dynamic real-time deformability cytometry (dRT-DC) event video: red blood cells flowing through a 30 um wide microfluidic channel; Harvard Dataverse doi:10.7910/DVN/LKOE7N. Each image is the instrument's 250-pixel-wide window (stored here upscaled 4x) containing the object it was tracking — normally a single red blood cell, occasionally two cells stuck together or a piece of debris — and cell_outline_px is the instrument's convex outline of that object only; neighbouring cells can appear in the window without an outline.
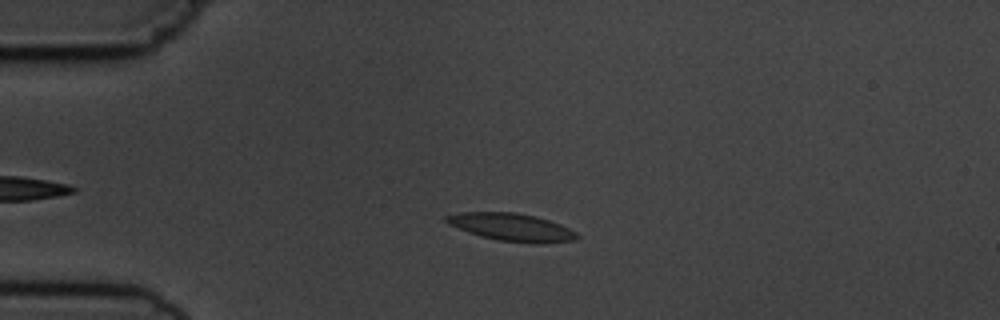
{"species": "common noctule bat (a hibernating species)", "species_latin": "Nyctalus noctula", "temperature_condition": "cold", "stored_images_in_passage": 5, "camera_frame_rate_fps": 3000, "um_per_image_px": 0.085, "animal": {"sex": "male", "body_mass_g": 19.5, "forearm_length_mm": 54.6}, "frame": {"image": 1, "passage_image": 4, "time_ms": 3.667, "image_size_px": [1000, 320], "cell_outline_px": [[580, 236], [576, 240], [540, 244], [532, 244], [496, 240], [480, 236], [468, 232], [448, 224], [444, 220], [444, 216], [460, 212], [516, 212], [536, 216], [560, 224], [576, 232]], "centroid_in_image_um": [43.49, 19.32], "position_along_channel_um": 41.5, "area_um2": 21.33}}